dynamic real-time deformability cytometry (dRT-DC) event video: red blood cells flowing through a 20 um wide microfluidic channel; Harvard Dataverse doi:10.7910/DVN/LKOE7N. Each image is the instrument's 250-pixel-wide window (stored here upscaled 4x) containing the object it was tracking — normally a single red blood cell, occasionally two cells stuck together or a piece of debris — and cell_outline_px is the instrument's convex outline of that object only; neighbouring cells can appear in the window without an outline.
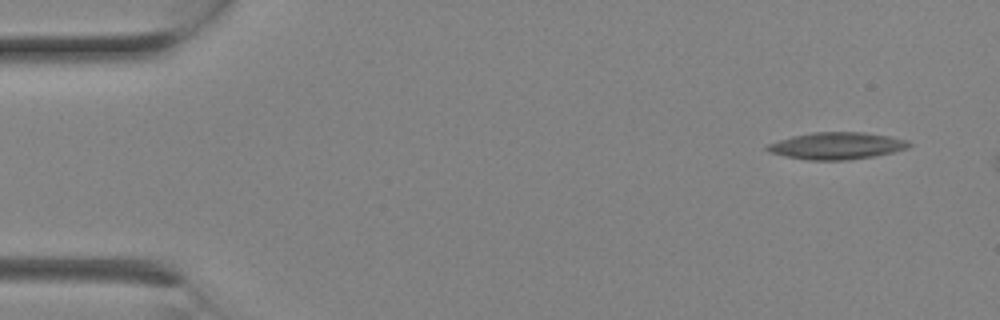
{"species": "Egyptian fruit bat (a non-hibernating species)", "species_latin": "Rousettus aegyptiacus", "temperature_condition": "room temperature", "stored_images_in_passage": 2, "camera_frame_rate_fps": 3000, "um_per_image_px": 0.085, "animal": {"sex": "female"}, "frame": {"image": 1, "passage_image": 1, "time_ms": 0.0, "image_size_px": [1000, 320], "cell_outline_px": [[912, 144], [908, 148], [892, 152], [872, 156], [844, 160], [808, 160], [768, 152], [764, 148], [768, 144], [792, 136], [812, 132], [864, 132], [888, 136], [908, 140]], "centroid_in_image_um": [71.12, 12.38], "position_along_channel_um": 13.9, "area_um2": 22.08}}